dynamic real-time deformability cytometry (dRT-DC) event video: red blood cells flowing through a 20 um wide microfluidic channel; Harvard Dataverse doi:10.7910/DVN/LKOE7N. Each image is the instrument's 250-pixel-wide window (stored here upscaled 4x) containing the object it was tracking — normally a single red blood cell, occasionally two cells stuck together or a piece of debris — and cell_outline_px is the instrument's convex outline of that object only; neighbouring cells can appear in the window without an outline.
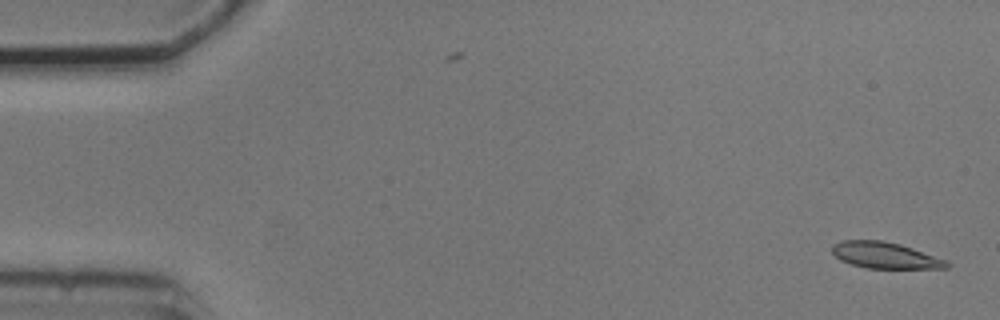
{"species": "common noctule bat (a hibernating species)", "species_latin": "Nyctalus noctula", "temperature_condition": "cold", "stored_images_in_passage": 53, "camera_frame_rate_fps": 3000, "um_per_image_px": 0.085, "animal": {"sex": "male", "body_mass_g": 20.5, "forearm_length_mm": 52.5}, "frame": {"image": 1, "passage_image": 1, "time_ms": 0.0, "image_size_px": [1000, 320], "cell_outline_px": [[952, 264], [948, 268], [868, 268], [852, 264], [840, 260], [832, 252], [832, 244], [840, 240], [884, 240], [900, 244], [948, 260]], "centroid_in_image_um": [75.25, 21.69], "position_along_channel_um": 9.8, "area_um2": 17.63}}
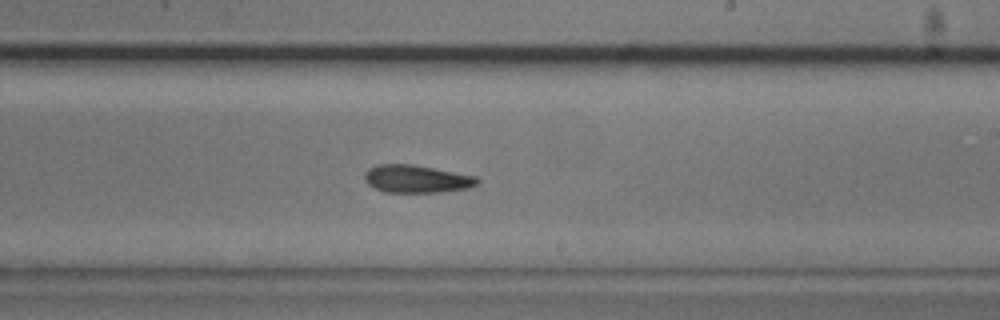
{"frame": {"image": 2, "passage_image": 31, "time_ms": 10.0, "image_size_px": [1000, 320], "cell_outline_px": [[480, 180], [476, 184], [468, 188], [440, 192], [388, 192], [376, 188], [368, 184], [364, 180], [364, 172], [368, 168], [376, 164], [412, 164], [476, 176]], "centroid_in_image_um": [35.38, 15.19], "position_along_channel_um": 253.6, "area_um2": 18.15}}
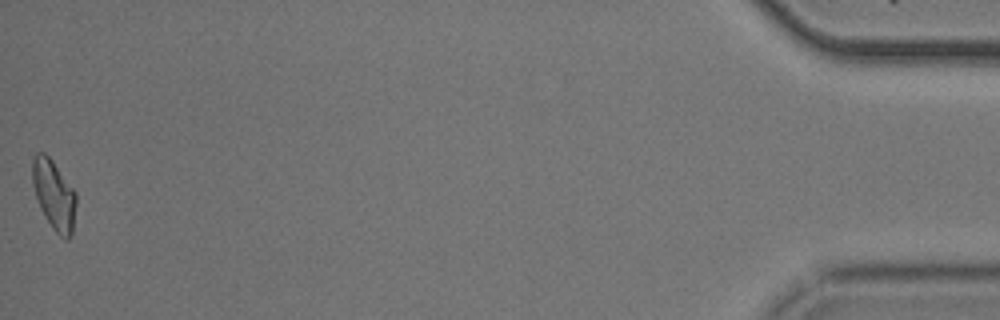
{"frame": {"image": 3, "passage_image": 53, "time_ms": 17.333, "image_size_px": [1000, 320], "cell_outline_px": [[76, 204], [72, 236], [68, 240], [64, 240], [52, 228], [44, 216], [40, 208], [32, 184], [32, 160], [36, 152], [44, 152], [52, 160], [76, 192]], "centroid_in_image_um": [4.59, 16.58], "position_along_channel_um": 430.6, "area_um2": 17.92}, "authors_computed_cell_mechanics": {"area_um2": 18.1492, "velocity_mm_per_s": 3.7328, "shape_relaxation_time_tau1_ms": 5.0213, "shape_relaxation_time_tau2_ms": null, "deformation_change_tau1": 0.1372, "deformation_change_tau2": null}}